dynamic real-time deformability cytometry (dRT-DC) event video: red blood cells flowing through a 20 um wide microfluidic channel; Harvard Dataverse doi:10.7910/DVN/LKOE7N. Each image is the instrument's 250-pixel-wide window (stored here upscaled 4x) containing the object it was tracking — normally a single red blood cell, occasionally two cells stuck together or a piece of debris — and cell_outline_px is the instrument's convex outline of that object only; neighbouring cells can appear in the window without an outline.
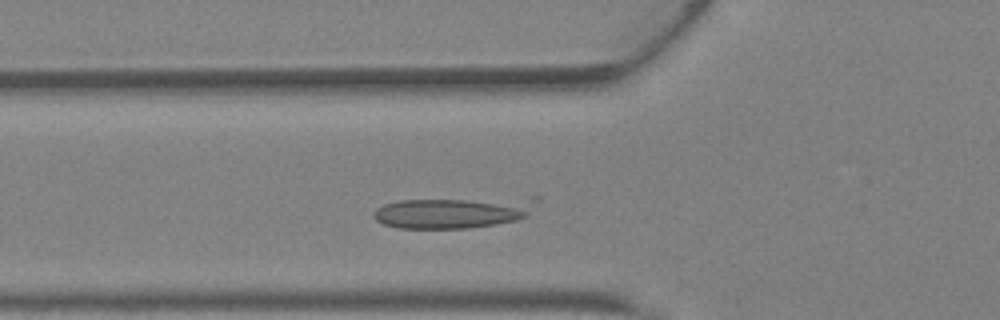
{"species": "Egyptian fruit bat (a non-hibernating species)", "species_latin": "Rousettus aegyptiacus", "temperature_condition": "warm", "stored_images_in_passage": 29, "camera_frame_rate_fps": 3000, "um_per_image_px": 0.085, "animal": {"sex": "female"}, "frame": {"image": 1, "passage_image": 8, "time_ms": 2.333, "image_size_px": [1000, 320], "cell_outline_px": [[540, 200], [528, 216], [516, 220], [496, 224], [468, 228], [400, 228], [384, 224], [376, 220], [372, 216], [372, 212], [376, 208], [384, 204], [400, 200], [528, 196], [540, 196]], "centroid_in_image_um": [38.65, 18.02], "position_along_channel_um": 87.1, "area_um2": 30.58}}
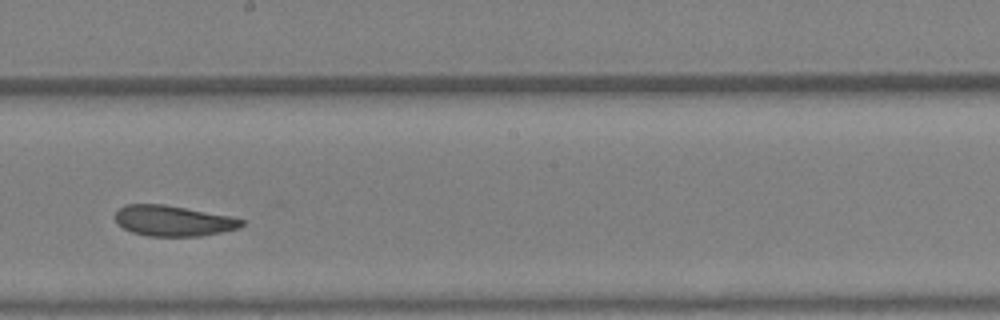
{"frame": {"image": 2, "passage_image": 17, "time_ms": 5.333, "image_size_px": [1000, 320], "cell_outline_px": [[244, 224], [240, 228], [200, 236], [148, 236], [132, 232], [124, 228], [116, 220], [116, 212], [124, 204], [164, 204], [232, 216], [244, 220]], "centroid_in_image_um": [14.75, 18.76], "position_along_channel_um": 233.4, "area_um2": 22.48}}
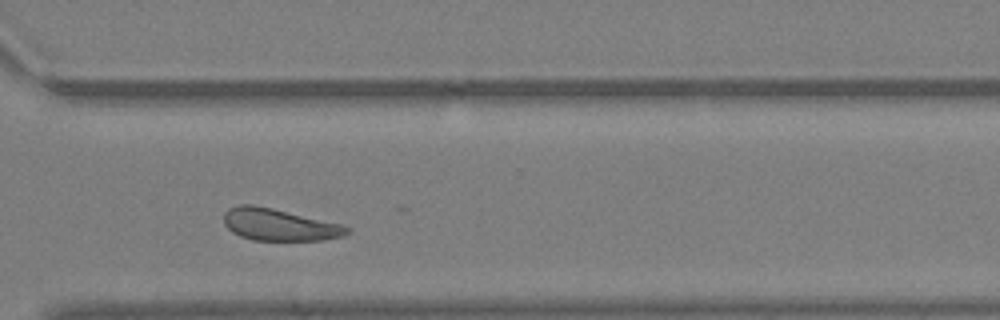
{"frame": {"image": 3, "passage_image": 24, "time_ms": 7.667, "image_size_px": [1000, 320], "cell_outline_px": [[352, 228], [344, 236], [324, 240], [252, 240], [240, 236], [232, 232], [224, 224], [224, 212], [228, 208], [240, 204], [252, 204], [272, 208], [344, 224]], "centroid_in_image_um": [23.75, 19.09], "position_along_channel_um": 346.8, "area_um2": 23.18}, "authors_computed_cell_mechanics": {"area_um2": 23.698, "velocity_mm_per_s": 4.8591, "shape_relaxation_time_tau1_ms": 3.9132, "shape_relaxation_time_tau2_ms": 5.4609, "deformation_change_tau1": 0.1326, "deformation_change_tau2": 0.1107}}